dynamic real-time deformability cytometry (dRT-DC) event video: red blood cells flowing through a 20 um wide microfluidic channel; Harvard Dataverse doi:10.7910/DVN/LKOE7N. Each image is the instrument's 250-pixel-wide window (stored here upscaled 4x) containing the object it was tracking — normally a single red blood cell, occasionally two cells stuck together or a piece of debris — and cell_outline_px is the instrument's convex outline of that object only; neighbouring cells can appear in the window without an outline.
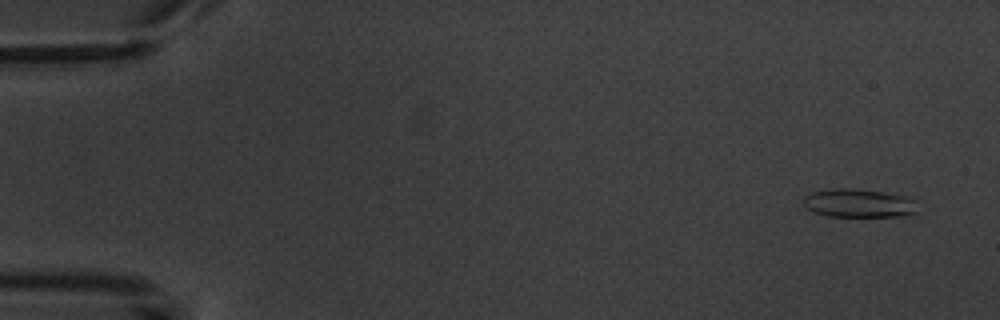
{"species": "common noctule bat (a hibernating species)", "species_latin": "Nyctalus noctula", "temperature_condition": "warm", "stored_images_in_passage": 4, "camera_frame_rate_fps": 3000, "um_per_image_px": 0.085, "animal": {"sex": "male", "body_mass_g": 20.1, "forearm_length_mm": 53.5}, "frame": {"image": 1, "passage_image": 1, "time_ms": 0.0, "image_size_px": [1000, 320], "cell_outline_px": [[916, 212], [912, 216], [828, 216], [812, 212], [804, 204], [804, 196], [812, 192], [832, 188], [852, 188], [880, 192], [904, 196], [916, 200]], "centroid_in_image_um": [73.0, 17.28], "position_along_channel_um": 12.0, "area_um2": 18.96}}